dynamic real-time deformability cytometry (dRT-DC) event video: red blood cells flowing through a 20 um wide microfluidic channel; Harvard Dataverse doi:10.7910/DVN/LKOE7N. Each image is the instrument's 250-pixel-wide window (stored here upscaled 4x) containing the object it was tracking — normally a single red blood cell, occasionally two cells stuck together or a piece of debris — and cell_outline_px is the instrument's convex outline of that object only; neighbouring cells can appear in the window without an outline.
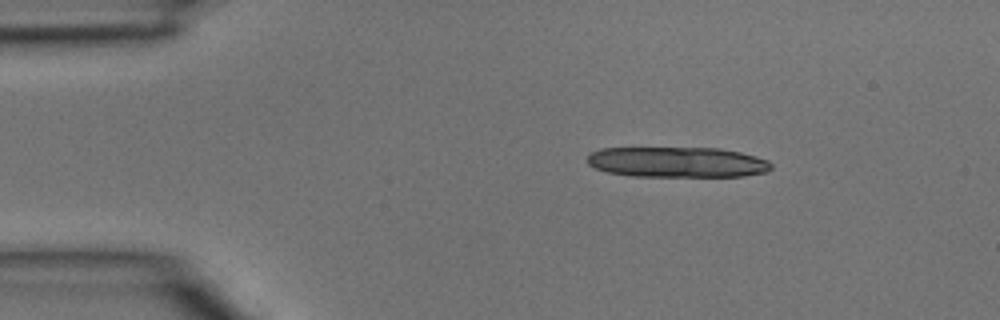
{"species": "common noctule bat (a hibernating species)", "species_latin": "Nyctalus noctula", "temperature_condition": "room temperature", "stored_images_in_passage": 3, "camera_frame_rate_fps": 3000, "um_per_image_px": 0.085, "animal": {"sex": "male", "body_mass_g": 15.6}, "frame": {"image": 1, "passage_image": 1, "time_ms": 0.0, "image_size_px": [1000, 320], "cell_outline_px": [[772, 168], [768, 172], [744, 176], [632, 176], [608, 172], [596, 168], [588, 164], [588, 156], [592, 152], [600, 148], [720, 148], [740, 152], [756, 156], [768, 160], [772, 164]], "centroid_in_image_um": [57.61, 13.78], "position_along_channel_um": 27.4, "area_um2": 32.71}}
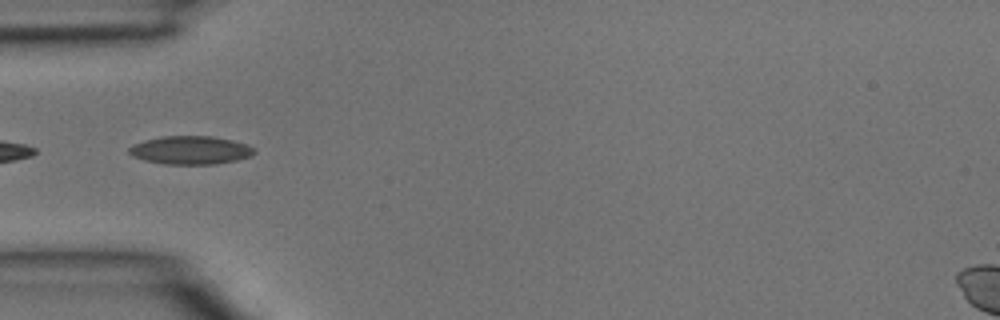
{"frame": {"image": 2, "passage_image": 3, "time_ms": 0.667, "image_size_px": [1000, 320], "cell_outline_px": [[256, 152], [252, 156], [236, 160], [216, 164], [164, 164], [144, 160], [132, 156], [128, 152], [128, 148], [132, 144], [144, 140], [160, 136], [212, 136], [232, 140], [248, 144], [256, 148]], "centroid_in_image_um": [16.2, 12.76], "position_along_channel_um": 68.8, "area_um2": 20.92}}